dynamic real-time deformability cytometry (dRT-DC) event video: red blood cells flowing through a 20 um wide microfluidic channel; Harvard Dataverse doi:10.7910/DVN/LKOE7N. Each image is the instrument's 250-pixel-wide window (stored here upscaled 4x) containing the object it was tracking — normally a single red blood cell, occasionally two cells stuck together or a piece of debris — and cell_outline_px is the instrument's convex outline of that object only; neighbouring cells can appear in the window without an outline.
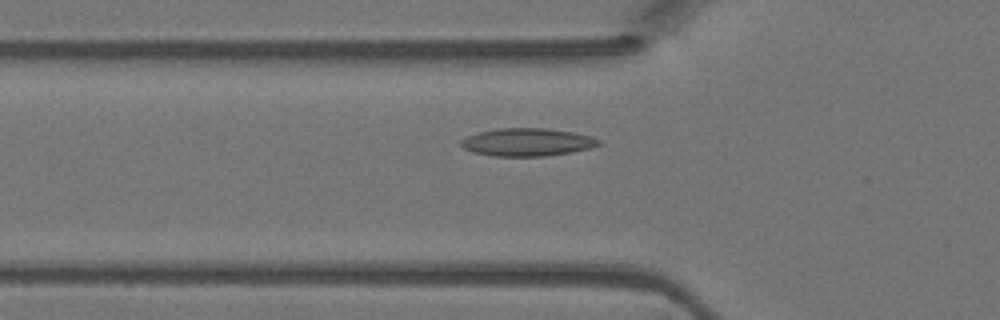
{"species": "Egyptian fruit bat (a non-hibernating species)", "species_latin": "Rousettus aegyptiacus", "temperature_condition": "warm", "stored_images_in_passage": 43, "camera_frame_rate_fps": 3000, "um_per_image_px": 0.085, "animal": {"sex": "female"}, "frame": {"image": 1, "passage_image": 15, "time_ms": 4.667, "image_size_px": [1000, 320], "cell_outline_px": [[600, 144], [592, 148], [572, 152], [544, 156], [492, 156], [476, 152], [464, 148], [460, 144], [460, 140], [468, 136], [480, 132], [500, 128], [544, 128], [572, 132], [592, 136], [600, 140]], "centroid_in_image_um": [44.85, 12.08], "position_along_channel_um": 81.0, "area_um2": 22.2}}
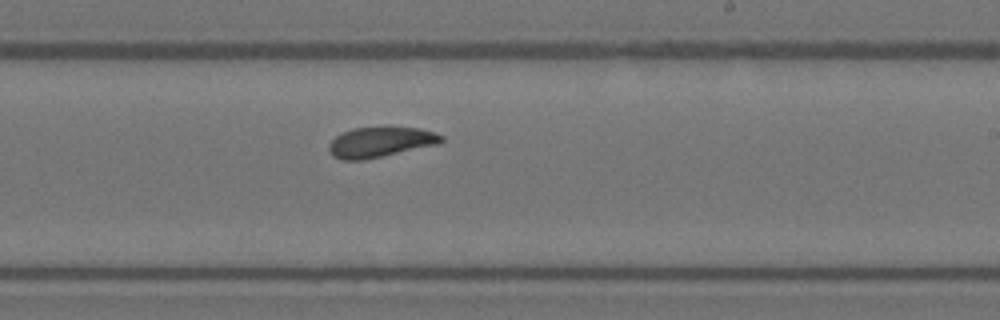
{"frame": {"image": 2, "passage_image": 27, "time_ms": 8.667, "image_size_px": [1000, 320], "cell_outline_px": [[444, 140], [440, 144], [364, 160], [340, 160], [332, 156], [328, 148], [328, 144], [336, 136], [352, 128], [420, 128], [436, 132], [444, 136]], "centroid_in_image_um": [32.35, 12.09], "position_along_channel_um": 256.6, "area_um2": 19.83}}
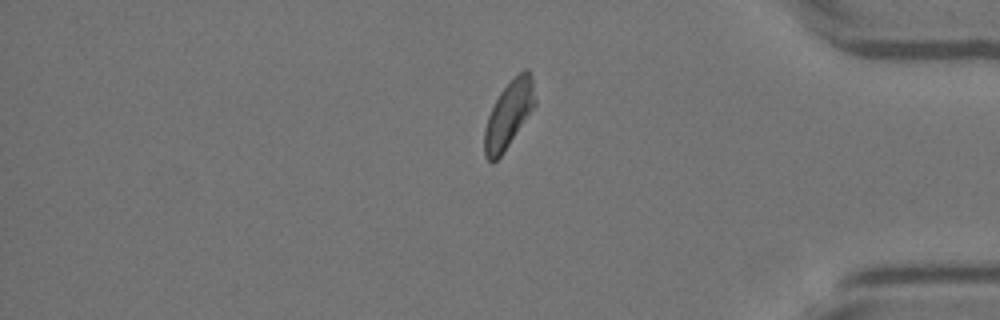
{"frame": {"image": 3, "passage_image": 38, "time_ms": 12.333, "image_size_px": [1000, 320], "cell_outline_px": [[536, 104], [500, 156], [492, 164], [484, 156], [484, 128], [488, 116], [500, 92], [524, 68], [528, 68], [532, 76], [536, 100]], "centroid_in_image_um": [43.24, 9.72], "position_along_channel_um": 392.0, "area_um2": 19.31}}